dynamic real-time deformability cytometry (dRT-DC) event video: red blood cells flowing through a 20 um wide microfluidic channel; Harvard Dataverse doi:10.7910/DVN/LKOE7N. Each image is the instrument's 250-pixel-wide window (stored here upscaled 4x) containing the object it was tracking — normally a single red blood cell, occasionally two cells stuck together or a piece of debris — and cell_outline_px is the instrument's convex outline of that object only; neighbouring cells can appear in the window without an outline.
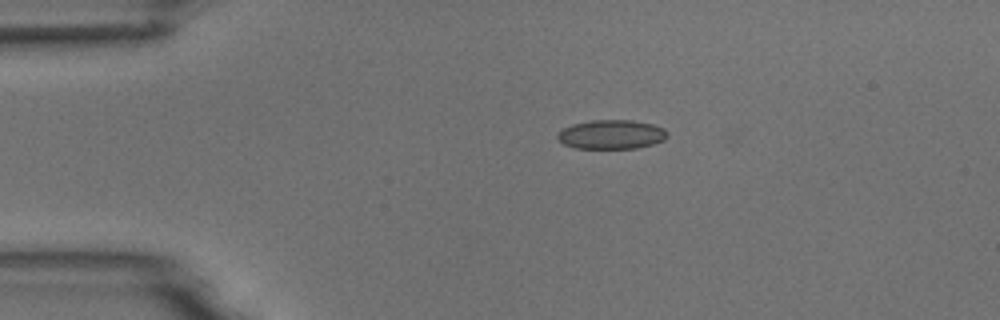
{"species": "common noctule bat (a hibernating species)", "species_latin": "Nyctalus noctula", "temperature_condition": "room temperature", "stored_images_in_passage": 3, "camera_frame_rate_fps": 3000, "um_per_image_px": 0.085, "animal": {"sex": "male", "body_mass_g": 18.8}, "frame": {"image": 1, "passage_image": 1, "time_ms": 0.0, "image_size_px": [1000, 320], "cell_outline_px": [[668, 136], [664, 140], [652, 144], [636, 148], [576, 148], [564, 144], [556, 136], [564, 128], [572, 124], [592, 120], [632, 120], [652, 124], [664, 128], [668, 132]], "centroid_in_image_um": [52.0, 11.42], "position_along_channel_um": 33.0, "area_um2": 18.55}}
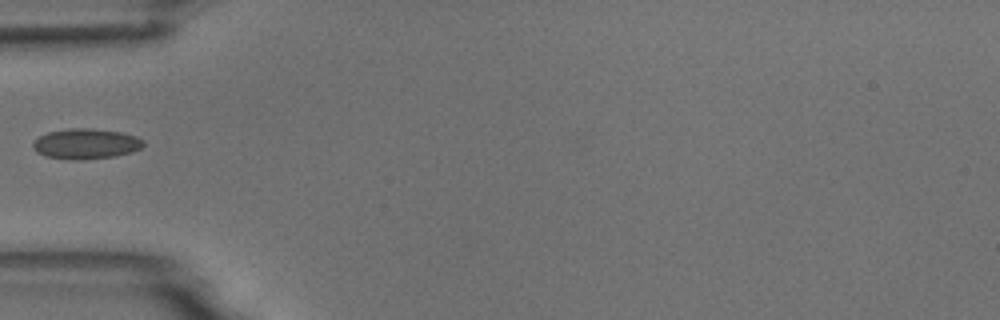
{"frame": {"image": 2, "passage_image": 3, "time_ms": 2.333, "image_size_px": [1000, 320], "cell_outline_px": [[144, 144], [140, 148], [132, 152], [116, 156], [80, 160], [72, 160], [44, 156], [36, 152], [32, 144], [40, 136], [48, 132], [68, 128], [92, 128], [120, 132], [136, 136], [144, 140]], "centroid_in_image_um": [7.3, 12.22], "position_along_channel_um": 77.7, "area_um2": 19.59}}